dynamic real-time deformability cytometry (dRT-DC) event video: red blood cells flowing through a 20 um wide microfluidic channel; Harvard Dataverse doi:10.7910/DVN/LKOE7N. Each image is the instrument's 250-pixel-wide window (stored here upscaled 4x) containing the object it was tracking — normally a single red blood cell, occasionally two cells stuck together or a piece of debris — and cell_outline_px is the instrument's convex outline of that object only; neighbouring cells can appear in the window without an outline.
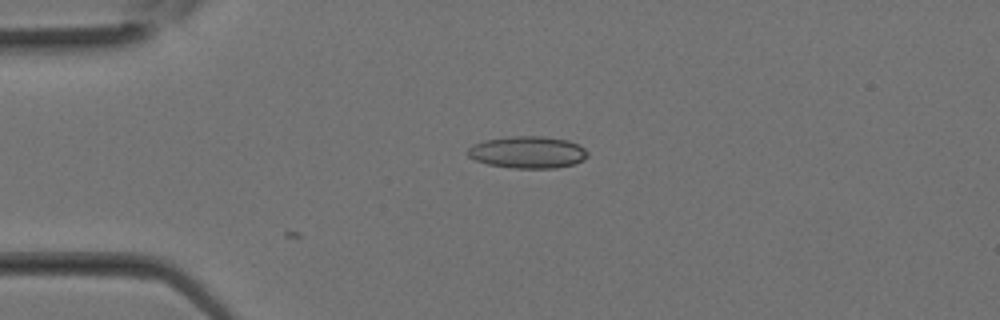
{"species": "Egyptian fruit bat (a non-hibernating species)", "species_latin": "Rousettus aegyptiacus", "temperature_condition": "room temperature", "stored_images_in_passage": 7, "camera_frame_rate_fps": 3000, "um_per_image_px": 0.085, "animal": {"sex": "female"}, "frame": {"image": 1, "passage_image": 1, "time_ms": 0.0, "image_size_px": [1000, 320], "cell_outline_px": [[588, 156], [584, 160], [572, 164], [556, 168], [512, 168], [488, 164], [476, 160], [468, 156], [468, 148], [472, 144], [484, 140], [508, 136], [544, 136], [568, 140], [584, 148], [588, 152]], "centroid_in_image_um": [44.85, 12.93], "position_along_channel_um": 40.2, "area_um2": 22.43}}
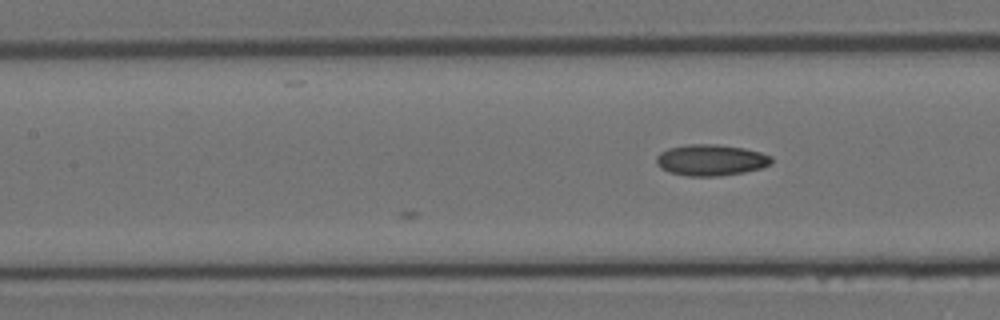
{"frame": {"image": 2, "passage_image": 7, "time_ms": 2.0, "image_size_px": [1000, 320], "cell_outline_px": [[772, 164], [760, 168], [744, 172], [720, 176], [688, 176], [668, 172], [660, 168], [656, 164], [656, 156], [660, 152], [668, 148], [688, 144], [716, 144], [744, 148], [760, 152], [772, 156]], "centroid_in_image_um": [60.41, 13.6], "position_along_channel_um": 147.0, "area_um2": 21.1}}